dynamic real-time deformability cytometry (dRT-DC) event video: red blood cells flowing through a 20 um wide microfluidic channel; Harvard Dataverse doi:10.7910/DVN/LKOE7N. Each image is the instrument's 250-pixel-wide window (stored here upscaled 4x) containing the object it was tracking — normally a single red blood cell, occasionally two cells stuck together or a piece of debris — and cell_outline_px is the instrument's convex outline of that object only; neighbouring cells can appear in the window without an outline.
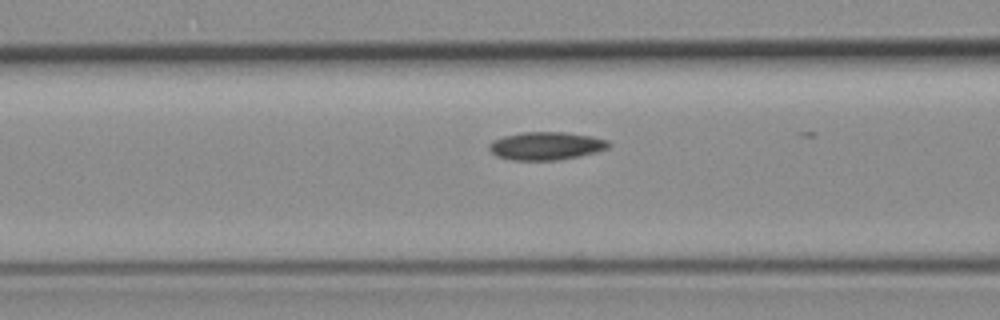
{"species": "common noctule bat (a hibernating species)", "species_latin": "Nyctalus noctula", "temperature_condition": "room temperature", "stored_images_in_passage": 4, "camera_frame_rate_fps": 3000, "um_per_image_px": 0.085, "animal": {"sex": "female", "body_mass_g": 19.3, "forearm_length_mm": 54.1}, "frame": {"image": 1, "passage_image": 4, "time_ms": 3.333, "image_size_px": [1000, 320], "cell_outline_px": [[612, 144], [608, 148], [596, 152], [556, 160], [512, 160], [496, 156], [488, 148], [488, 144], [492, 140], [504, 136], [524, 132], [564, 132], [592, 136], [608, 140]], "centroid_in_image_um": [46.41, 12.39], "position_along_channel_um": 120.2, "area_um2": 19.48}}